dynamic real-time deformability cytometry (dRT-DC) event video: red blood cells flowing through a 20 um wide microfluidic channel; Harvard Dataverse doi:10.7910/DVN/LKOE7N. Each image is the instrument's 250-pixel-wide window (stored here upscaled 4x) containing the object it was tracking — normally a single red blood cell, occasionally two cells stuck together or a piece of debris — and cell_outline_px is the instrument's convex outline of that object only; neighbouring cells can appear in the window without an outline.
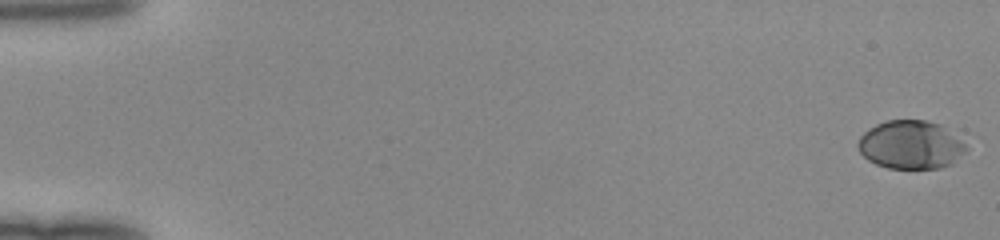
{"species": "human", "species_latin": "Homo sapiens", "temperature_condition": "room temperature", "stored_images_in_passage": 50, "camera_frame_rate_fps": 3000, "um_per_image_px": 0.085, "donor": {"sex": "female"}, "frame": {"image": 1, "passage_image": 1, "time_ms": 0.0, "image_size_px": [1000, 240], "cell_outline_px": [[968, 148], [952, 164], [940, 168], [888, 168], [876, 164], [868, 160], [860, 152], [856, 144], [860, 136], [868, 128], [876, 124], [888, 120], [924, 120], [940, 124], [960, 140]], "centroid_in_image_um": [77.37, 12.31], "position_along_channel_um": 7.6, "area_um2": 30.35}}
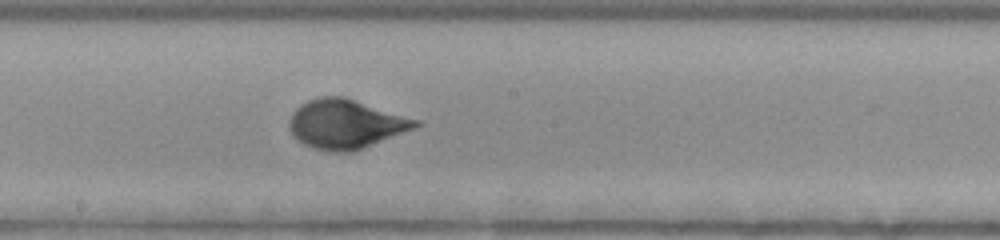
{"frame": {"image": 2, "passage_image": 29, "time_ms": 9.333, "image_size_px": [1000, 240], "cell_outline_px": [[424, 124], [352, 152], [332, 152], [312, 148], [296, 140], [288, 124], [288, 120], [292, 112], [300, 104], [308, 100], [320, 96], [344, 96], [420, 120]], "centroid_in_image_um": [29.36, 10.53], "position_along_channel_um": 218.8, "area_um2": 36.24}}
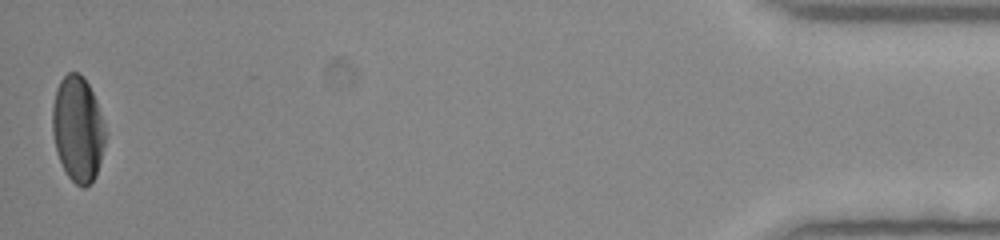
{"frame": {"image": 3, "passage_image": 50, "time_ms": 16.333, "image_size_px": [1000, 240], "cell_outline_px": [[104, 144], [96, 176], [84, 188], [80, 188], [68, 176], [56, 152], [52, 132], [52, 108], [56, 88], [60, 80], [68, 72], [80, 72], [84, 76], [96, 100], [104, 120]], "centroid_in_image_um": [6.6, 10.93], "position_along_channel_um": 428.6, "area_um2": 32.54}}